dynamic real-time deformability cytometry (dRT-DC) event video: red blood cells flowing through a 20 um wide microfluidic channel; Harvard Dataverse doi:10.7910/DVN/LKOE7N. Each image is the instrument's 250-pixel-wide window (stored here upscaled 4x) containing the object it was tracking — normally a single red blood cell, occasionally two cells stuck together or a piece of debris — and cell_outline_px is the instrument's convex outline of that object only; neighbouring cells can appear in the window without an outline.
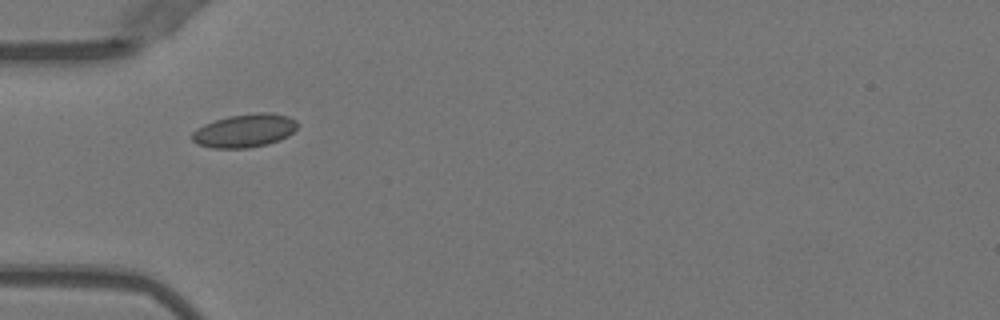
{"species": "Egyptian fruit bat (a non-hibernating species)", "species_latin": "Rousettus aegyptiacus", "temperature_condition": "warm", "stored_images_in_passage": 36, "camera_frame_rate_fps": 3000, "um_per_image_px": 0.085, "animal": {"sex": "female"}, "frame": {"image": 1, "passage_image": 1, "time_ms": 0.0, "image_size_px": [1000, 320], "cell_outline_px": [[300, 124], [288, 136], [280, 140], [268, 144], [248, 148], [212, 148], [196, 144], [192, 140], [192, 132], [196, 128], [204, 124], [228, 116], [256, 112], [268, 112], [288, 116], [296, 120]], "centroid_in_image_um": [20.8, 11.1], "position_along_channel_um": 64.2, "area_um2": 20.69}}
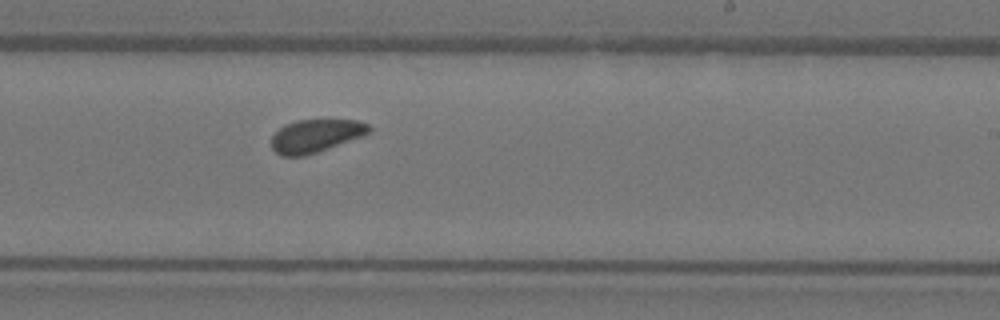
{"frame": {"image": 2, "passage_image": 16, "time_ms": 5.0, "image_size_px": [1000, 320], "cell_outline_px": [[372, 132], [364, 136], [304, 156], [280, 156], [272, 148], [272, 136], [284, 124], [296, 120], [356, 120], [368, 124], [372, 128]], "centroid_in_image_um": [26.86, 11.54], "position_along_channel_um": 262.1, "area_um2": 18.79}}
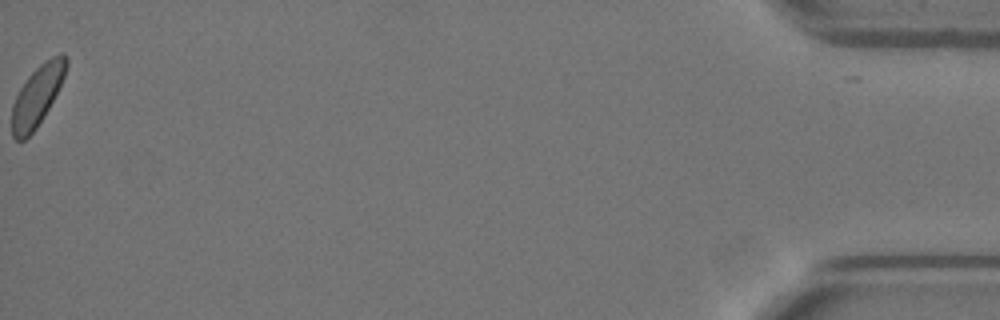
{"frame": {"image": 3, "passage_image": 36, "time_ms": 11.667, "image_size_px": [1000, 320], "cell_outline_px": [[68, 64], [64, 76], [44, 116], [36, 128], [24, 140], [16, 140], [12, 136], [12, 104], [20, 88], [28, 76], [44, 60], [60, 52], [64, 52], [68, 56]], "centroid_in_image_um": [3.17, 8.09], "position_along_channel_um": 432.0, "area_um2": 18.96}}